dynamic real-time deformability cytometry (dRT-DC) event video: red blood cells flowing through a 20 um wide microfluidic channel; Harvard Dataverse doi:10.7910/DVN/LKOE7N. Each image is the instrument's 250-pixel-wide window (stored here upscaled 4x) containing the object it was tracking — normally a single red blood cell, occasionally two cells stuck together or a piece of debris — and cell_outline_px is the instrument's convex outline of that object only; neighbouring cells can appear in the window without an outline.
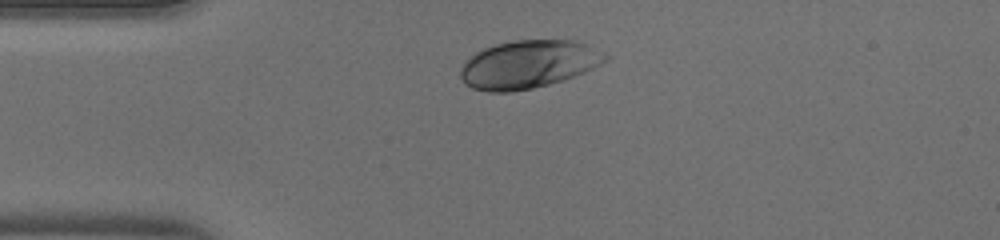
{"species": "human", "species_latin": "Homo sapiens", "temperature_condition": "warm", "stored_images_in_passage": 28, "camera_frame_rate_fps": 3000, "um_per_image_px": 0.085, "donor": {"sex": "male"}, "frame": {"image": 1, "passage_image": 1, "time_ms": 0.0, "image_size_px": [1000, 240], "cell_outline_px": [[612, 56], [608, 60], [584, 72], [564, 80], [532, 88], [512, 92], [488, 92], [472, 88], [464, 84], [460, 76], [460, 68], [464, 60], [476, 52], [484, 48], [496, 44], [516, 40], [576, 40], [588, 44]], "centroid_in_image_um": [44.91, 5.46], "position_along_channel_um": 40.1, "area_um2": 40.86}}
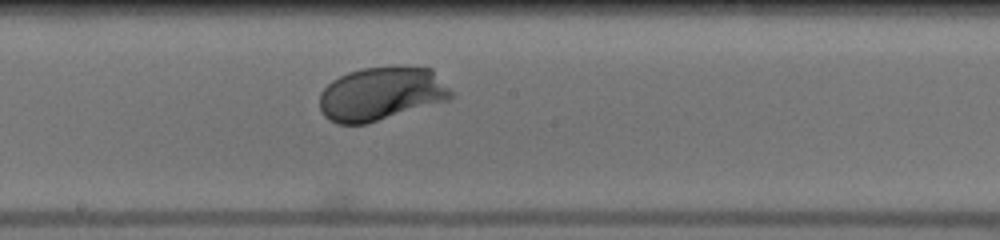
{"frame": {"image": 2, "passage_image": 15, "time_ms": 4.667, "image_size_px": [1000, 240], "cell_outline_px": [[452, 96], [448, 100], [364, 124], [336, 124], [324, 116], [320, 112], [320, 92], [332, 80], [348, 72], [360, 68], [432, 68], [452, 92]], "centroid_in_image_um": [32.36, 7.99], "position_along_channel_um": 215.8, "area_um2": 40.34}}
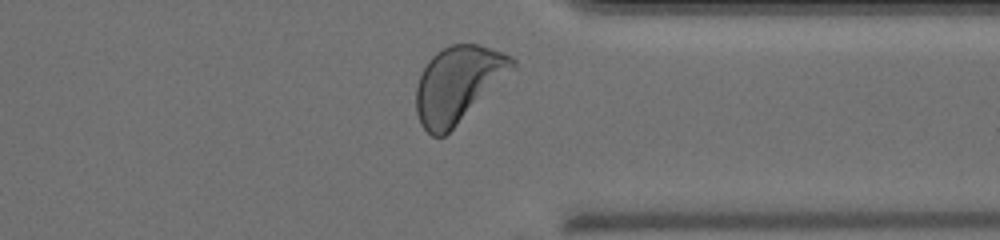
{"frame": {"image": 3, "passage_image": 26, "time_ms": 8.333, "image_size_px": [1000, 240], "cell_outline_px": [[516, 68], [444, 136], [432, 136], [420, 124], [416, 112], [416, 84], [428, 60], [436, 52], [452, 44], [480, 44], [504, 52], [512, 56], [516, 60]], "centroid_in_image_um": [38.94, 7.13], "position_along_channel_um": 372.5, "area_um2": 42.48}}